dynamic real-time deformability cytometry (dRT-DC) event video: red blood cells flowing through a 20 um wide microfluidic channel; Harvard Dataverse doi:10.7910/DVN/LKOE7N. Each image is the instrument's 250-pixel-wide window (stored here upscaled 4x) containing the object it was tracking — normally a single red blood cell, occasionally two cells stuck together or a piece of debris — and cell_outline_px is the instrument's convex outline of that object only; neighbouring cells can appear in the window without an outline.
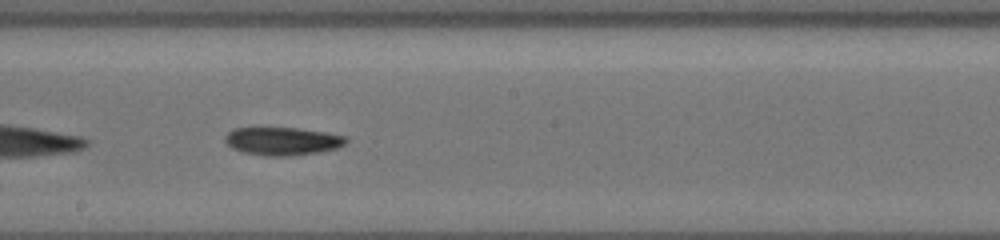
{"species": "common noctule bat (a hibernating species)", "species_latin": "Nyctalus noctula", "temperature_condition": "cold", "stored_images_in_passage": 22, "camera_frame_rate_fps": 3000, "um_per_image_px": 0.085, "animal": {"sex": "female", "body_mass_g": 19.5, "forearm_length_mm": 54.1}, "frame": {"image": 1, "passage_image": 19, "time_ms": 4.333, "image_size_px": [1000, 240], "cell_outline_px": [[348, 140], [344, 144], [336, 148], [320, 152], [288, 156], [264, 156], [244, 152], [232, 148], [224, 140], [224, 136], [232, 128], [296, 128], [328, 132], [348, 136]], "centroid_in_image_um": [24.02, 11.99], "position_along_channel_um": 224.2, "area_um2": 19.88}}
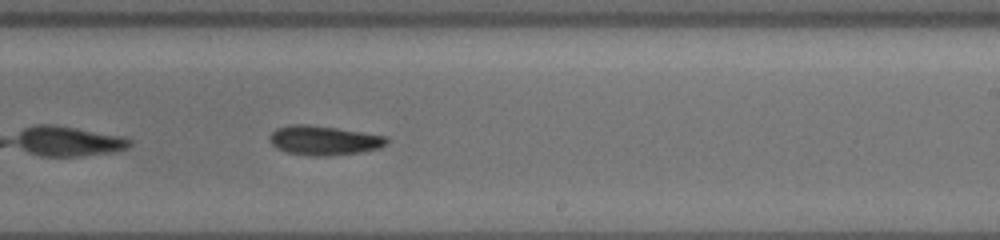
{"frame": {"image": 2, "passage_image": 22, "time_ms": 5.333, "image_size_px": [1000, 240], "cell_outline_px": [[388, 144], [380, 148], [364, 152], [328, 156], [308, 156], [288, 152], [276, 148], [268, 140], [268, 136], [276, 128], [292, 124], [308, 124], [336, 128], [388, 136]], "centroid_in_image_um": [27.54, 11.94], "position_along_channel_um": 261.5, "area_um2": 20.35}}